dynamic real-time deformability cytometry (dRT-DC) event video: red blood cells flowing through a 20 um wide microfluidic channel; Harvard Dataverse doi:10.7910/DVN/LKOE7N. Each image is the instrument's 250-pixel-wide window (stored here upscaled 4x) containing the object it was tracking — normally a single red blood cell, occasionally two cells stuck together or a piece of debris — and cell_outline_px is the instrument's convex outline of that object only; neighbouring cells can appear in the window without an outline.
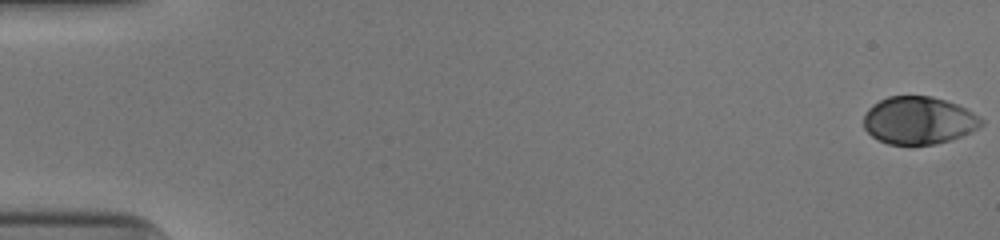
{"species": "human", "species_latin": "Homo sapiens", "temperature_condition": "cold", "stored_images_in_passage": 53, "camera_frame_rate_fps": 3000, "um_per_image_px": 0.085, "donor": {"sex": "male"}, "frame": {"image": 1, "passage_image": 1, "time_ms": 0.0, "image_size_px": [1000, 240], "cell_outline_px": [[984, 124], [980, 128], [972, 132], [952, 140], [936, 144], [888, 144], [872, 136], [864, 128], [864, 116], [868, 108], [872, 104], [888, 96], [932, 96], [956, 104], [980, 116], [984, 120]], "centroid_in_image_um": [78.12, 10.24], "position_along_channel_um": 6.9, "area_um2": 32.77}}
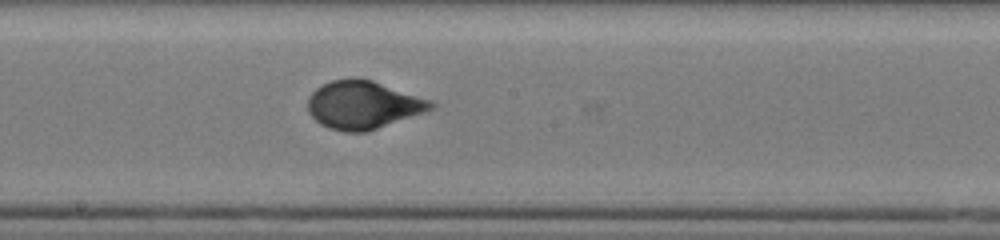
{"frame": {"image": 2, "passage_image": 30, "time_ms": 9.667, "image_size_px": [1000, 240], "cell_outline_px": [[436, 104], [432, 108], [424, 112], [368, 132], [344, 132], [328, 128], [320, 124], [308, 112], [308, 96], [316, 88], [332, 80], [372, 80], [432, 100]], "centroid_in_image_um": [30.86, 8.95], "position_along_channel_um": 217.3, "area_um2": 34.1}}
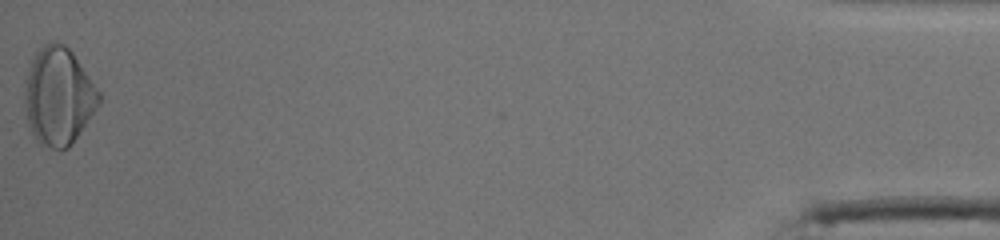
{"frame": {"image": 3, "passage_image": 53, "time_ms": 17.333, "image_size_px": [1000, 240], "cell_outline_px": [[100, 100], [96, 108], [72, 144], [68, 148], [52, 148], [40, 144], [36, 140], [32, 132], [28, 120], [24, 100], [24, 92], [28, 72], [32, 60], [36, 52], [44, 44], [52, 40], [64, 44], [72, 52], [100, 92]], "centroid_in_image_um": [4.97, 8.17], "position_along_channel_um": 430.2, "area_um2": 41.62}, "authors_computed_cell_mechanics": {"area_um2": 33.9286, "velocity_mm_per_s": 3.9481, "shape_relaxation_time_tau1_ms": 3.9674, "shape_relaxation_time_tau2_ms": null, "deformation_change_tau1": 0.178, "deformation_change_tau2": null}}